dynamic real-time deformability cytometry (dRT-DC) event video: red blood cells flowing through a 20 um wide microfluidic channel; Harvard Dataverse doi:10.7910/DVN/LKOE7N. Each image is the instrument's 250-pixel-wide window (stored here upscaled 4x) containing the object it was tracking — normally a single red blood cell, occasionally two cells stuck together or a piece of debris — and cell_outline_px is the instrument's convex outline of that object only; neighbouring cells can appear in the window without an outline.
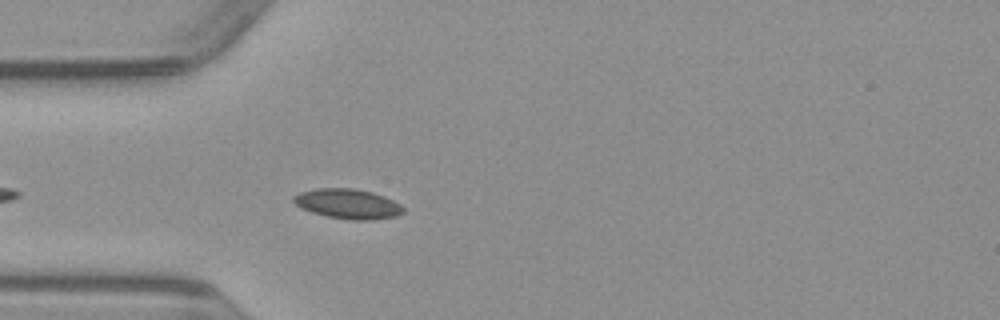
{"species": "common noctule bat (a hibernating species)", "species_latin": "Nyctalus noctula", "temperature_condition": "warm", "stored_images_in_passage": 8, "camera_frame_rate_fps": 3000, "um_per_image_px": 0.085, "animal": {"sex": "male", "body_mass_g": 23.1, "forearm_length_mm": 52.7}, "frame": {"image": 1, "passage_image": 5, "time_ms": 1.333, "image_size_px": [1000, 320], "cell_outline_px": [[404, 212], [396, 216], [372, 220], [352, 220], [328, 216], [312, 212], [300, 208], [292, 200], [292, 196], [300, 192], [316, 188], [356, 188], [372, 192], [384, 196], [400, 204], [404, 208]], "centroid_in_image_um": [29.56, 17.32], "position_along_channel_um": 55.4, "area_um2": 19.13}}